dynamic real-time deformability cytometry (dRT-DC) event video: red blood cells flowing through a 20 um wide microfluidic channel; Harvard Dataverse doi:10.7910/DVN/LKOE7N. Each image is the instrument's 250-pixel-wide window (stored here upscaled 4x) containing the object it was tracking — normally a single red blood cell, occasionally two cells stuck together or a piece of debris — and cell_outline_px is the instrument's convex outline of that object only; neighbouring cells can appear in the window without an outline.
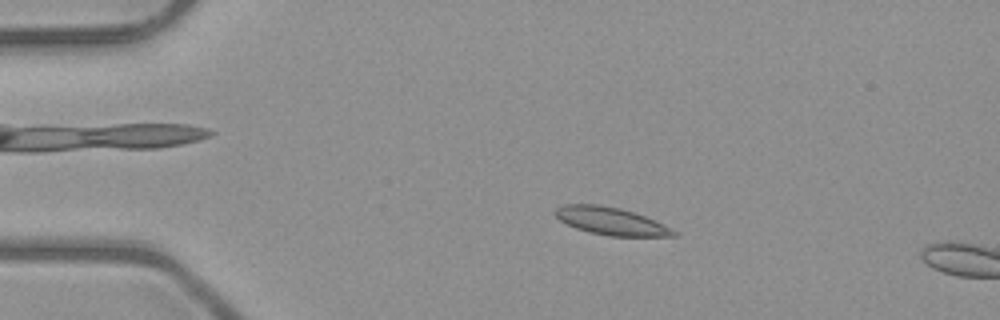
{"species": "common noctule bat (a hibernating species)", "species_latin": "Nyctalus noctula", "temperature_condition": "room temperature", "stored_images_in_passage": 12, "camera_frame_rate_fps": 3000, "um_per_image_px": 0.085, "animal": {"sex": "male", "body_mass_g": 23.1, "forearm_length_mm": 52.7}, "frame": {"image": 1, "passage_image": 10, "time_ms": 3.0, "image_size_px": [1000, 320], "cell_outline_px": [[680, 236], [608, 236], [588, 232], [576, 228], [560, 220], [552, 212], [556, 208], [564, 204], [600, 204], [620, 208], [644, 216], [664, 224], [676, 232]], "centroid_in_image_um": [51.91, 18.79], "position_along_channel_um": 33.1, "area_um2": 19.02}}